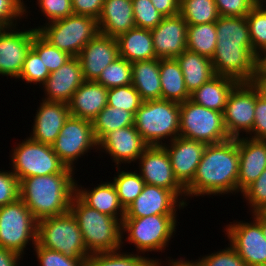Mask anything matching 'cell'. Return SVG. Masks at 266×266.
Masks as SVG:
<instances>
[{
    "instance_id": "6da1fadb",
    "label": "cell",
    "mask_w": 266,
    "mask_h": 266,
    "mask_svg": "<svg viewBox=\"0 0 266 266\" xmlns=\"http://www.w3.org/2000/svg\"><path fill=\"white\" fill-rule=\"evenodd\" d=\"M217 42L211 59L215 75L231 77L238 82H251L256 74L246 17L220 16L215 22Z\"/></svg>"
},
{
    "instance_id": "7a4b0ae2",
    "label": "cell",
    "mask_w": 266,
    "mask_h": 266,
    "mask_svg": "<svg viewBox=\"0 0 266 266\" xmlns=\"http://www.w3.org/2000/svg\"><path fill=\"white\" fill-rule=\"evenodd\" d=\"M238 138L206 145L193 180L185 187L186 196L238 192Z\"/></svg>"
},
{
    "instance_id": "3957f363",
    "label": "cell",
    "mask_w": 266,
    "mask_h": 266,
    "mask_svg": "<svg viewBox=\"0 0 266 266\" xmlns=\"http://www.w3.org/2000/svg\"><path fill=\"white\" fill-rule=\"evenodd\" d=\"M74 173L26 177L19 182V198L39 221L70 210L75 195Z\"/></svg>"
},
{
    "instance_id": "277c9868",
    "label": "cell",
    "mask_w": 266,
    "mask_h": 266,
    "mask_svg": "<svg viewBox=\"0 0 266 266\" xmlns=\"http://www.w3.org/2000/svg\"><path fill=\"white\" fill-rule=\"evenodd\" d=\"M70 211L77 220L89 254L116 251L123 244L122 222L84 204L76 195Z\"/></svg>"
},
{
    "instance_id": "5b68a950",
    "label": "cell",
    "mask_w": 266,
    "mask_h": 266,
    "mask_svg": "<svg viewBox=\"0 0 266 266\" xmlns=\"http://www.w3.org/2000/svg\"><path fill=\"white\" fill-rule=\"evenodd\" d=\"M180 103L169 100L142 102L134 115V126L149 145L162 146L165 138L179 136Z\"/></svg>"
},
{
    "instance_id": "8992f818",
    "label": "cell",
    "mask_w": 266,
    "mask_h": 266,
    "mask_svg": "<svg viewBox=\"0 0 266 266\" xmlns=\"http://www.w3.org/2000/svg\"><path fill=\"white\" fill-rule=\"evenodd\" d=\"M37 243L69 258H87L90 255L77 220L70 210L37 221Z\"/></svg>"
},
{
    "instance_id": "52a82bcc",
    "label": "cell",
    "mask_w": 266,
    "mask_h": 266,
    "mask_svg": "<svg viewBox=\"0 0 266 266\" xmlns=\"http://www.w3.org/2000/svg\"><path fill=\"white\" fill-rule=\"evenodd\" d=\"M40 27L36 28L37 32L45 40L72 57H77L83 47L99 33L98 20L74 14Z\"/></svg>"
},
{
    "instance_id": "ba28073f",
    "label": "cell",
    "mask_w": 266,
    "mask_h": 266,
    "mask_svg": "<svg viewBox=\"0 0 266 266\" xmlns=\"http://www.w3.org/2000/svg\"><path fill=\"white\" fill-rule=\"evenodd\" d=\"M179 136L206 145L229 139L223 113L188 99L180 103Z\"/></svg>"
},
{
    "instance_id": "9c48e42d",
    "label": "cell",
    "mask_w": 266,
    "mask_h": 266,
    "mask_svg": "<svg viewBox=\"0 0 266 266\" xmlns=\"http://www.w3.org/2000/svg\"><path fill=\"white\" fill-rule=\"evenodd\" d=\"M11 157L12 172L19 182L26 177L74 173L60 160L51 145L33 141L29 137L17 144Z\"/></svg>"
},
{
    "instance_id": "30bf717a",
    "label": "cell",
    "mask_w": 266,
    "mask_h": 266,
    "mask_svg": "<svg viewBox=\"0 0 266 266\" xmlns=\"http://www.w3.org/2000/svg\"><path fill=\"white\" fill-rule=\"evenodd\" d=\"M176 215H150L140 218H124L122 233H128L127 241L133 243L142 254L161 251L172 238L176 229Z\"/></svg>"
},
{
    "instance_id": "8fae6325",
    "label": "cell",
    "mask_w": 266,
    "mask_h": 266,
    "mask_svg": "<svg viewBox=\"0 0 266 266\" xmlns=\"http://www.w3.org/2000/svg\"><path fill=\"white\" fill-rule=\"evenodd\" d=\"M37 243V220L30 209L18 198L0 207V246L21 256L29 241Z\"/></svg>"
},
{
    "instance_id": "7c38bea8",
    "label": "cell",
    "mask_w": 266,
    "mask_h": 266,
    "mask_svg": "<svg viewBox=\"0 0 266 266\" xmlns=\"http://www.w3.org/2000/svg\"><path fill=\"white\" fill-rule=\"evenodd\" d=\"M51 146L60 160L74 170L75 160L98 146L93 134L92 121L69 116Z\"/></svg>"
},
{
    "instance_id": "4fadbf2b",
    "label": "cell",
    "mask_w": 266,
    "mask_h": 266,
    "mask_svg": "<svg viewBox=\"0 0 266 266\" xmlns=\"http://www.w3.org/2000/svg\"><path fill=\"white\" fill-rule=\"evenodd\" d=\"M256 88L251 82H239L230 92L223 117L230 138H240L242 131L250 134L254 126Z\"/></svg>"
},
{
    "instance_id": "5bb4252c",
    "label": "cell",
    "mask_w": 266,
    "mask_h": 266,
    "mask_svg": "<svg viewBox=\"0 0 266 266\" xmlns=\"http://www.w3.org/2000/svg\"><path fill=\"white\" fill-rule=\"evenodd\" d=\"M225 233L230 244L247 266H266V239L260 224L236 222L227 225Z\"/></svg>"
},
{
    "instance_id": "9a60e30c",
    "label": "cell",
    "mask_w": 266,
    "mask_h": 266,
    "mask_svg": "<svg viewBox=\"0 0 266 266\" xmlns=\"http://www.w3.org/2000/svg\"><path fill=\"white\" fill-rule=\"evenodd\" d=\"M138 160L139 174L145 184L169 189L177 197L186 196L185 188L173 174L170 158L163 146H148Z\"/></svg>"
},
{
    "instance_id": "2e32d148",
    "label": "cell",
    "mask_w": 266,
    "mask_h": 266,
    "mask_svg": "<svg viewBox=\"0 0 266 266\" xmlns=\"http://www.w3.org/2000/svg\"><path fill=\"white\" fill-rule=\"evenodd\" d=\"M14 30V27L0 29V75L17 79L37 29Z\"/></svg>"
},
{
    "instance_id": "e0dca14e",
    "label": "cell",
    "mask_w": 266,
    "mask_h": 266,
    "mask_svg": "<svg viewBox=\"0 0 266 266\" xmlns=\"http://www.w3.org/2000/svg\"><path fill=\"white\" fill-rule=\"evenodd\" d=\"M178 199L169 189L145 184L141 194L125 209L124 218H140L150 215H176L178 208L187 206L185 198L183 200Z\"/></svg>"
},
{
    "instance_id": "ac0fdd59",
    "label": "cell",
    "mask_w": 266,
    "mask_h": 266,
    "mask_svg": "<svg viewBox=\"0 0 266 266\" xmlns=\"http://www.w3.org/2000/svg\"><path fill=\"white\" fill-rule=\"evenodd\" d=\"M169 144L164 143L162 146L168 153L175 178L185 188L195 176L206 144L181 136Z\"/></svg>"
},
{
    "instance_id": "d6986e66",
    "label": "cell",
    "mask_w": 266,
    "mask_h": 266,
    "mask_svg": "<svg viewBox=\"0 0 266 266\" xmlns=\"http://www.w3.org/2000/svg\"><path fill=\"white\" fill-rule=\"evenodd\" d=\"M149 145L143 140L134 125L106 133L99 141L97 149L108 153L114 163H131L138 160Z\"/></svg>"
},
{
    "instance_id": "ffe728a7",
    "label": "cell",
    "mask_w": 266,
    "mask_h": 266,
    "mask_svg": "<svg viewBox=\"0 0 266 266\" xmlns=\"http://www.w3.org/2000/svg\"><path fill=\"white\" fill-rule=\"evenodd\" d=\"M187 26V22L178 13L164 17L150 30L157 58H176L187 49Z\"/></svg>"
},
{
    "instance_id": "44dd1931",
    "label": "cell",
    "mask_w": 266,
    "mask_h": 266,
    "mask_svg": "<svg viewBox=\"0 0 266 266\" xmlns=\"http://www.w3.org/2000/svg\"><path fill=\"white\" fill-rule=\"evenodd\" d=\"M85 81H96L106 66L119 57L117 39L98 33L77 56Z\"/></svg>"
},
{
    "instance_id": "7402d4cb",
    "label": "cell",
    "mask_w": 266,
    "mask_h": 266,
    "mask_svg": "<svg viewBox=\"0 0 266 266\" xmlns=\"http://www.w3.org/2000/svg\"><path fill=\"white\" fill-rule=\"evenodd\" d=\"M84 81L81 63L78 57H72L56 71L51 72L42 84L46 94L43 100L68 103Z\"/></svg>"
},
{
    "instance_id": "603a6c76",
    "label": "cell",
    "mask_w": 266,
    "mask_h": 266,
    "mask_svg": "<svg viewBox=\"0 0 266 266\" xmlns=\"http://www.w3.org/2000/svg\"><path fill=\"white\" fill-rule=\"evenodd\" d=\"M36 110L31 140L52 145L70 116L68 103L45 101Z\"/></svg>"
},
{
    "instance_id": "cb8c5ba5",
    "label": "cell",
    "mask_w": 266,
    "mask_h": 266,
    "mask_svg": "<svg viewBox=\"0 0 266 266\" xmlns=\"http://www.w3.org/2000/svg\"><path fill=\"white\" fill-rule=\"evenodd\" d=\"M238 138L239 175L238 192L250 186L266 169V140Z\"/></svg>"
},
{
    "instance_id": "d4e9b609",
    "label": "cell",
    "mask_w": 266,
    "mask_h": 266,
    "mask_svg": "<svg viewBox=\"0 0 266 266\" xmlns=\"http://www.w3.org/2000/svg\"><path fill=\"white\" fill-rule=\"evenodd\" d=\"M108 89L96 81H84L68 102L70 116L92 121L107 106Z\"/></svg>"
},
{
    "instance_id": "484cf974",
    "label": "cell",
    "mask_w": 266,
    "mask_h": 266,
    "mask_svg": "<svg viewBox=\"0 0 266 266\" xmlns=\"http://www.w3.org/2000/svg\"><path fill=\"white\" fill-rule=\"evenodd\" d=\"M98 27L99 33L114 38L135 28L132 0H104Z\"/></svg>"
},
{
    "instance_id": "4316f807",
    "label": "cell",
    "mask_w": 266,
    "mask_h": 266,
    "mask_svg": "<svg viewBox=\"0 0 266 266\" xmlns=\"http://www.w3.org/2000/svg\"><path fill=\"white\" fill-rule=\"evenodd\" d=\"M75 183V195L88 207L96 209L100 213L119 219L125 217V209L121 205L115 185L111 182H103L91 191L77 186ZM120 212V213H119ZM120 214V215H119ZM118 215V216H117ZM120 217V218H118Z\"/></svg>"
},
{
    "instance_id": "83f0119b",
    "label": "cell",
    "mask_w": 266,
    "mask_h": 266,
    "mask_svg": "<svg viewBox=\"0 0 266 266\" xmlns=\"http://www.w3.org/2000/svg\"><path fill=\"white\" fill-rule=\"evenodd\" d=\"M239 82L231 77L215 75L190 94L194 103L224 112L230 92Z\"/></svg>"
},
{
    "instance_id": "f1b7e54d",
    "label": "cell",
    "mask_w": 266,
    "mask_h": 266,
    "mask_svg": "<svg viewBox=\"0 0 266 266\" xmlns=\"http://www.w3.org/2000/svg\"><path fill=\"white\" fill-rule=\"evenodd\" d=\"M119 56L128 62L157 58L153 47V37L149 29L132 28L117 38Z\"/></svg>"
},
{
    "instance_id": "f546056e",
    "label": "cell",
    "mask_w": 266,
    "mask_h": 266,
    "mask_svg": "<svg viewBox=\"0 0 266 266\" xmlns=\"http://www.w3.org/2000/svg\"><path fill=\"white\" fill-rule=\"evenodd\" d=\"M132 66V85L138 91L141 100L161 99L159 58L135 61Z\"/></svg>"
},
{
    "instance_id": "4dcf8cb0",
    "label": "cell",
    "mask_w": 266,
    "mask_h": 266,
    "mask_svg": "<svg viewBox=\"0 0 266 266\" xmlns=\"http://www.w3.org/2000/svg\"><path fill=\"white\" fill-rule=\"evenodd\" d=\"M182 70L186 89L189 94L215 76L212 61L196 52L185 49L176 57Z\"/></svg>"
},
{
    "instance_id": "1f68e13d",
    "label": "cell",
    "mask_w": 266,
    "mask_h": 266,
    "mask_svg": "<svg viewBox=\"0 0 266 266\" xmlns=\"http://www.w3.org/2000/svg\"><path fill=\"white\" fill-rule=\"evenodd\" d=\"M161 99L182 103L190 99L184 76L176 58L159 59Z\"/></svg>"
},
{
    "instance_id": "d6a6232c",
    "label": "cell",
    "mask_w": 266,
    "mask_h": 266,
    "mask_svg": "<svg viewBox=\"0 0 266 266\" xmlns=\"http://www.w3.org/2000/svg\"><path fill=\"white\" fill-rule=\"evenodd\" d=\"M217 30L215 22L187 26V49L210 60L215 52Z\"/></svg>"
},
{
    "instance_id": "836d02e7",
    "label": "cell",
    "mask_w": 266,
    "mask_h": 266,
    "mask_svg": "<svg viewBox=\"0 0 266 266\" xmlns=\"http://www.w3.org/2000/svg\"><path fill=\"white\" fill-rule=\"evenodd\" d=\"M134 125V115L124 109L106 106L92 120L93 134L98 142L106 133Z\"/></svg>"
},
{
    "instance_id": "e575fe53",
    "label": "cell",
    "mask_w": 266,
    "mask_h": 266,
    "mask_svg": "<svg viewBox=\"0 0 266 266\" xmlns=\"http://www.w3.org/2000/svg\"><path fill=\"white\" fill-rule=\"evenodd\" d=\"M158 259H149L136 254L111 251L90 254L85 260V266H160Z\"/></svg>"
},
{
    "instance_id": "d590c367",
    "label": "cell",
    "mask_w": 266,
    "mask_h": 266,
    "mask_svg": "<svg viewBox=\"0 0 266 266\" xmlns=\"http://www.w3.org/2000/svg\"><path fill=\"white\" fill-rule=\"evenodd\" d=\"M179 14L192 25L216 22L220 17L215 0H180Z\"/></svg>"
},
{
    "instance_id": "8d00e7d4",
    "label": "cell",
    "mask_w": 266,
    "mask_h": 266,
    "mask_svg": "<svg viewBox=\"0 0 266 266\" xmlns=\"http://www.w3.org/2000/svg\"><path fill=\"white\" fill-rule=\"evenodd\" d=\"M118 173L112 183L115 185L121 205L126 209L141 194L145 183L140 174L135 171L123 170Z\"/></svg>"
},
{
    "instance_id": "74e56055",
    "label": "cell",
    "mask_w": 266,
    "mask_h": 266,
    "mask_svg": "<svg viewBox=\"0 0 266 266\" xmlns=\"http://www.w3.org/2000/svg\"><path fill=\"white\" fill-rule=\"evenodd\" d=\"M107 89L132 84V66L122 57L116 58L106 66L96 80Z\"/></svg>"
},
{
    "instance_id": "f35d334b",
    "label": "cell",
    "mask_w": 266,
    "mask_h": 266,
    "mask_svg": "<svg viewBox=\"0 0 266 266\" xmlns=\"http://www.w3.org/2000/svg\"><path fill=\"white\" fill-rule=\"evenodd\" d=\"M263 3L261 0L246 16L253 52L256 55L266 48V6Z\"/></svg>"
},
{
    "instance_id": "ab89813d",
    "label": "cell",
    "mask_w": 266,
    "mask_h": 266,
    "mask_svg": "<svg viewBox=\"0 0 266 266\" xmlns=\"http://www.w3.org/2000/svg\"><path fill=\"white\" fill-rule=\"evenodd\" d=\"M31 48L39 55L50 73L72 58L68 53L51 45L38 32L34 34Z\"/></svg>"
},
{
    "instance_id": "60d3db41",
    "label": "cell",
    "mask_w": 266,
    "mask_h": 266,
    "mask_svg": "<svg viewBox=\"0 0 266 266\" xmlns=\"http://www.w3.org/2000/svg\"><path fill=\"white\" fill-rule=\"evenodd\" d=\"M142 102L138 91L132 84L108 89V106L124 109L135 115Z\"/></svg>"
},
{
    "instance_id": "b9f144b4",
    "label": "cell",
    "mask_w": 266,
    "mask_h": 266,
    "mask_svg": "<svg viewBox=\"0 0 266 266\" xmlns=\"http://www.w3.org/2000/svg\"><path fill=\"white\" fill-rule=\"evenodd\" d=\"M132 7L135 26L138 28L151 30L164 18L151 0H132Z\"/></svg>"
},
{
    "instance_id": "7bdbcfd3",
    "label": "cell",
    "mask_w": 266,
    "mask_h": 266,
    "mask_svg": "<svg viewBox=\"0 0 266 266\" xmlns=\"http://www.w3.org/2000/svg\"><path fill=\"white\" fill-rule=\"evenodd\" d=\"M49 75L48 68L44 65L39 55L31 48L25 57L18 79H22L26 83L43 84Z\"/></svg>"
},
{
    "instance_id": "ee69618b",
    "label": "cell",
    "mask_w": 266,
    "mask_h": 266,
    "mask_svg": "<svg viewBox=\"0 0 266 266\" xmlns=\"http://www.w3.org/2000/svg\"><path fill=\"white\" fill-rule=\"evenodd\" d=\"M34 250L40 266H85L86 258H69L58 251L41 247L38 243Z\"/></svg>"
},
{
    "instance_id": "f6af8a7d",
    "label": "cell",
    "mask_w": 266,
    "mask_h": 266,
    "mask_svg": "<svg viewBox=\"0 0 266 266\" xmlns=\"http://www.w3.org/2000/svg\"><path fill=\"white\" fill-rule=\"evenodd\" d=\"M253 212L266 211V169L243 192Z\"/></svg>"
},
{
    "instance_id": "bcb514c9",
    "label": "cell",
    "mask_w": 266,
    "mask_h": 266,
    "mask_svg": "<svg viewBox=\"0 0 266 266\" xmlns=\"http://www.w3.org/2000/svg\"><path fill=\"white\" fill-rule=\"evenodd\" d=\"M261 0H215L220 16L246 17Z\"/></svg>"
},
{
    "instance_id": "7dc6e473",
    "label": "cell",
    "mask_w": 266,
    "mask_h": 266,
    "mask_svg": "<svg viewBox=\"0 0 266 266\" xmlns=\"http://www.w3.org/2000/svg\"><path fill=\"white\" fill-rule=\"evenodd\" d=\"M23 0H0V27H15L17 19L23 18L26 12ZM15 21V22H14ZM15 23V24H14Z\"/></svg>"
},
{
    "instance_id": "c3c4849f",
    "label": "cell",
    "mask_w": 266,
    "mask_h": 266,
    "mask_svg": "<svg viewBox=\"0 0 266 266\" xmlns=\"http://www.w3.org/2000/svg\"><path fill=\"white\" fill-rule=\"evenodd\" d=\"M48 23L73 15L72 0H37Z\"/></svg>"
},
{
    "instance_id": "681fc988",
    "label": "cell",
    "mask_w": 266,
    "mask_h": 266,
    "mask_svg": "<svg viewBox=\"0 0 266 266\" xmlns=\"http://www.w3.org/2000/svg\"><path fill=\"white\" fill-rule=\"evenodd\" d=\"M200 260L204 266H247L231 245L222 251L203 256Z\"/></svg>"
},
{
    "instance_id": "f907efd6",
    "label": "cell",
    "mask_w": 266,
    "mask_h": 266,
    "mask_svg": "<svg viewBox=\"0 0 266 266\" xmlns=\"http://www.w3.org/2000/svg\"><path fill=\"white\" fill-rule=\"evenodd\" d=\"M19 198V180L10 171H0V207Z\"/></svg>"
},
{
    "instance_id": "816d5d0a",
    "label": "cell",
    "mask_w": 266,
    "mask_h": 266,
    "mask_svg": "<svg viewBox=\"0 0 266 266\" xmlns=\"http://www.w3.org/2000/svg\"><path fill=\"white\" fill-rule=\"evenodd\" d=\"M254 126L249 135L252 139L266 140V101L259 96L256 89Z\"/></svg>"
},
{
    "instance_id": "f5cc1de1",
    "label": "cell",
    "mask_w": 266,
    "mask_h": 266,
    "mask_svg": "<svg viewBox=\"0 0 266 266\" xmlns=\"http://www.w3.org/2000/svg\"><path fill=\"white\" fill-rule=\"evenodd\" d=\"M104 0H72L74 15L90 16L99 19Z\"/></svg>"
},
{
    "instance_id": "db71d44e",
    "label": "cell",
    "mask_w": 266,
    "mask_h": 266,
    "mask_svg": "<svg viewBox=\"0 0 266 266\" xmlns=\"http://www.w3.org/2000/svg\"><path fill=\"white\" fill-rule=\"evenodd\" d=\"M151 2L164 17L179 13L180 0H151Z\"/></svg>"
},
{
    "instance_id": "11a10c76",
    "label": "cell",
    "mask_w": 266,
    "mask_h": 266,
    "mask_svg": "<svg viewBox=\"0 0 266 266\" xmlns=\"http://www.w3.org/2000/svg\"><path fill=\"white\" fill-rule=\"evenodd\" d=\"M21 257L19 253L0 246V266H18Z\"/></svg>"
},
{
    "instance_id": "9f6ffc18",
    "label": "cell",
    "mask_w": 266,
    "mask_h": 266,
    "mask_svg": "<svg viewBox=\"0 0 266 266\" xmlns=\"http://www.w3.org/2000/svg\"><path fill=\"white\" fill-rule=\"evenodd\" d=\"M251 83L257 89L259 96L266 101V77L255 74Z\"/></svg>"
},
{
    "instance_id": "6f0895ef",
    "label": "cell",
    "mask_w": 266,
    "mask_h": 266,
    "mask_svg": "<svg viewBox=\"0 0 266 266\" xmlns=\"http://www.w3.org/2000/svg\"><path fill=\"white\" fill-rule=\"evenodd\" d=\"M256 74L266 77V48L257 54Z\"/></svg>"
},
{
    "instance_id": "680465c9",
    "label": "cell",
    "mask_w": 266,
    "mask_h": 266,
    "mask_svg": "<svg viewBox=\"0 0 266 266\" xmlns=\"http://www.w3.org/2000/svg\"><path fill=\"white\" fill-rule=\"evenodd\" d=\"M170 266H204L202 261L200 260H196V261H185V259L181 258L180 260H169V264Z\"/></svg>"
},
{
    "instance_id": "91938a15",
    "label": "cell",
    "mask_w": 266,
    "mask_h": 266,
    "mask_svg": "<svg viewBox=\"0 0 266 266\" xmlns=\"http://www.w3.org/2000/svg\"><path fill=\"white\" fill-rule=\"evenodd\" d=\"M252 214L254 219L260 224L266 239V211L253 212Z\"/></svg>"
}]
</instances>
